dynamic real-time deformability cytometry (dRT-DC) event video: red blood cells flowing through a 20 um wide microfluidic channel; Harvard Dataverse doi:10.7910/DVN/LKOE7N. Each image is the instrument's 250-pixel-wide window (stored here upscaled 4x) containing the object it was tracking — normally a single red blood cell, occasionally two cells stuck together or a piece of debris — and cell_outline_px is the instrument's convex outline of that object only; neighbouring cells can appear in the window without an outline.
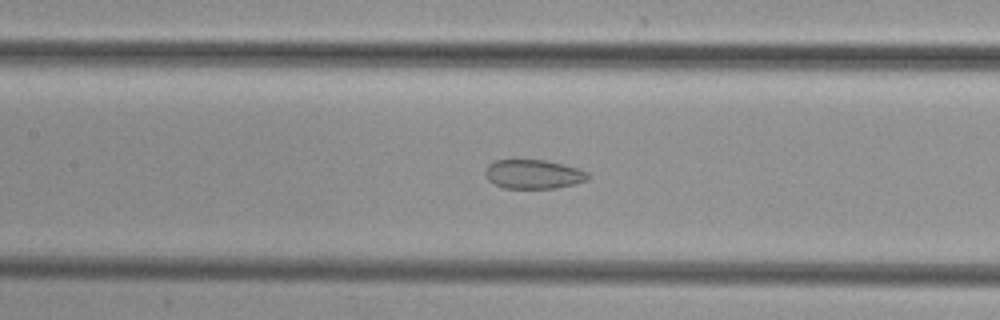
{"species": "common noctule bat (a hibernating species)", "species_latin": "Nyctalus noctula", "temperature_condition": "cold", "stored_images_in_passage": 48, "camera_frame_rate_fps": 3000, "um_per_image_px": 0.085, "animal": {"sex": "female", "body_mass_g": 29.2, "forearm_length_mm": 56.3}, "frame": {"image": 1, "passage_image": 22, "time_ms": 7.0, "image_size_px": [1000, 320], "cell_outline_px": [[592, 176], [588, 180], [576, 184], [556, 188], [504, 188], [488, 180], [484, 172], [488, 164], [496, 160], [544, 160], [564, 164], [588, 172]], "centroid_in_image_um": [45.37, 14.81], "position_along_channel_um": 162.0, "area_um2": 17.51}}
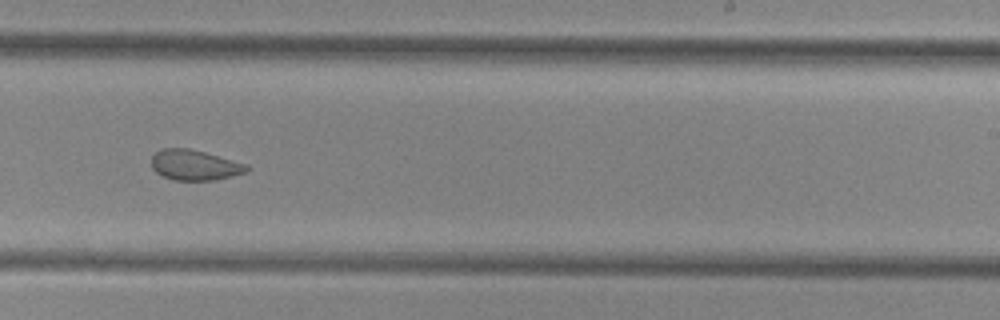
{"frame": {"image": 2, "passage_image": 30, "time_ms": 9.667, "image_size_px": [1000, 320], "cell_outline_px": [[248, 172], [216, 180], [176, 180], [164, 176], [156, 172], [152, 168], [152, 156], [156, 152], [164, 148], [188, 148], [204, 152], [248, 164]], "centroid_in_image_um": [16.57, 14.03], "position_along_channel_um": 272.4, "area_um2": 16.76}}
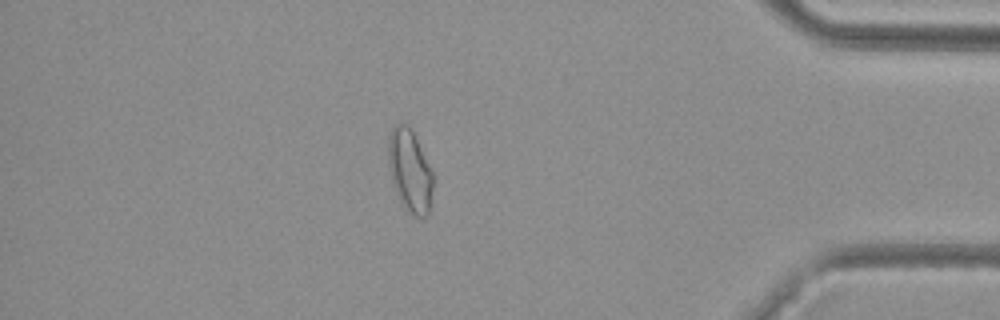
{"frame": {"image": 3, "passage_image": 42, "time_ms": 13.667, "image_size_px": [1000, 320], "cell_outline_px": [[432, 188], [428, 216], [416, 216], [408, 212], [400, 204], [388, 168], [388, 136], [392, 128], [396, 124], [408, 124], [432, 172]], "centroid_in_image_um": [34.8, 14.54], "position_along_channel_um": 400.4, "area_um2": 21.21}}